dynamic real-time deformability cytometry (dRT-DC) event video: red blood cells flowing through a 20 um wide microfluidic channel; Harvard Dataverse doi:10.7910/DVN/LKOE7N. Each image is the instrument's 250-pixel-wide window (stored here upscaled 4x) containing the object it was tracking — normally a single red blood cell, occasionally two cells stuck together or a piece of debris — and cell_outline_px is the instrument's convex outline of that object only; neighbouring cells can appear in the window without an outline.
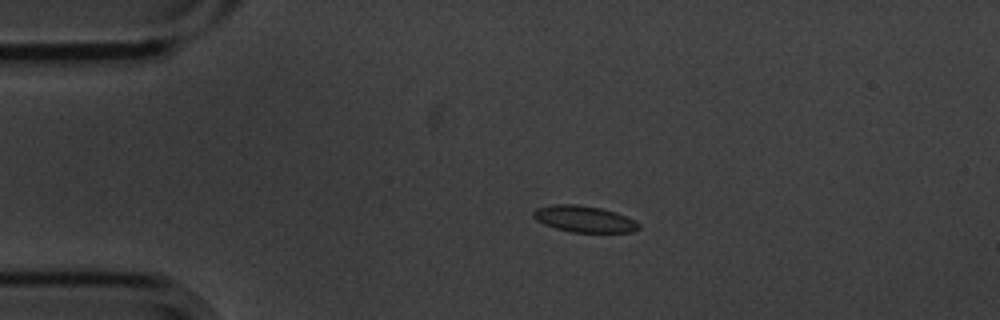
{"species": "common noctule bat (a hibernating species)", "species_latin": "Nyctalus noctula", "temperature_condition": "cold", "stored_images_in_passage": 4, "camera_frame_rate_fps": 3000, "um_per_image_px": 0.085, "animal": {"sex": "male", "body_mass_g": 20.1, "forearm_length_mm": 53.5}, "frame": {"image": 1, "passage_image": 3, "time_ms": 0.667, "image_size_px": [1000, 320], "cell_outline_px": [[640, 228], [632, 232], [572, 232], [556, 228], [544, 224], [536, 220], [532, 216], [532, 212], [536, 208], [552, 204], [576, 204], [600, 208], [616, 212], [636, 220], [640, 224]], "centroid_in_image_um": [49.65, 18.61], "position_along_channel_um": 35.3, "area_um2": 16.3}}